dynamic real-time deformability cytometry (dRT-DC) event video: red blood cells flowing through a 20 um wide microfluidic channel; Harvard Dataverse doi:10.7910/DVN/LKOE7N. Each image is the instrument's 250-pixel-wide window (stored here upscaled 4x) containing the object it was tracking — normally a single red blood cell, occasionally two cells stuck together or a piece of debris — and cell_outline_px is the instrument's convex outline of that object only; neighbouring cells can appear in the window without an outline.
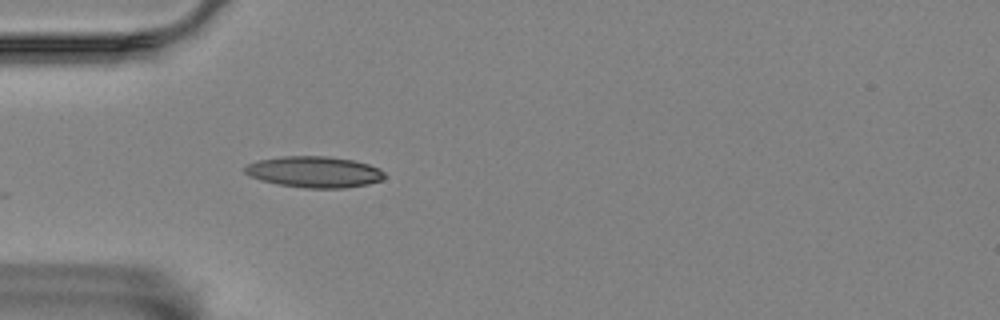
{"species": "Egyptian fruit bat (a non-hibernating species)", "species_latin": "Rousettus aegyptiacus", "temperature_condition": "room temperature", "stored_images_in_passage": 6, "camera_frame_rate_fps": 3000, "um_per_image_px": 0.085, "animal": {"sex": "female"}, "frame": {"image": 1, "passage_image": 1, "time_ms": 0.0, "image_size_px": [1000, 320], "cell_outline_px": [[384, 180], [368, 184], [344, 188], [304, 188], [280, 184], [260, 180], [248, 176], [244, 172], [244, 168], [248, 164], [256, 160], [280, 156], [328, 156], [352, 160], [368, 164], [380, 168], [384, 172]], "centroid_in_image_um": [26.7, 14.61], "position_along_channel_um": 58.3, "area_um2": 25.55}}
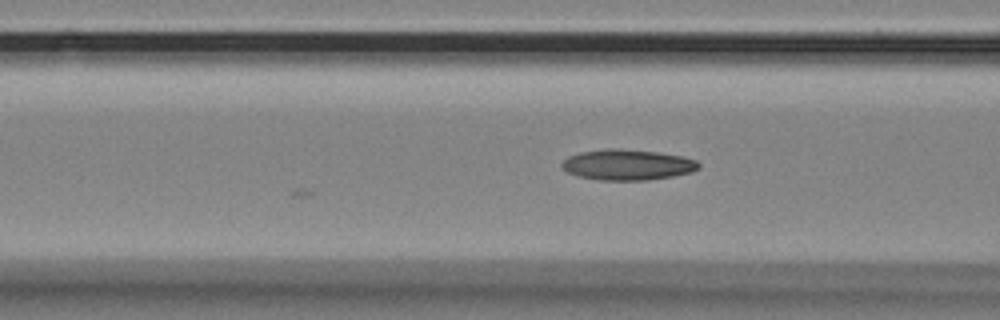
{"frame": {"image": 2, "passage_image": 6, "time_ms": 1.667, "image_size_px": [1000, 320], "cell_outline_px": [[700, 168], [692, 172], [672, 176], [648, 180], [596, 180], [580, 176], [568, 172], [560, 164], [568, 156], [580, 152], [608, 148], [612, 148], [656, 152], [680, 156], [696, 160], [700, 164]], "centroid_in_image_um": [53.33, 14.01], "position_along_channel_um": 113.3, "area_um2": 24.28}}